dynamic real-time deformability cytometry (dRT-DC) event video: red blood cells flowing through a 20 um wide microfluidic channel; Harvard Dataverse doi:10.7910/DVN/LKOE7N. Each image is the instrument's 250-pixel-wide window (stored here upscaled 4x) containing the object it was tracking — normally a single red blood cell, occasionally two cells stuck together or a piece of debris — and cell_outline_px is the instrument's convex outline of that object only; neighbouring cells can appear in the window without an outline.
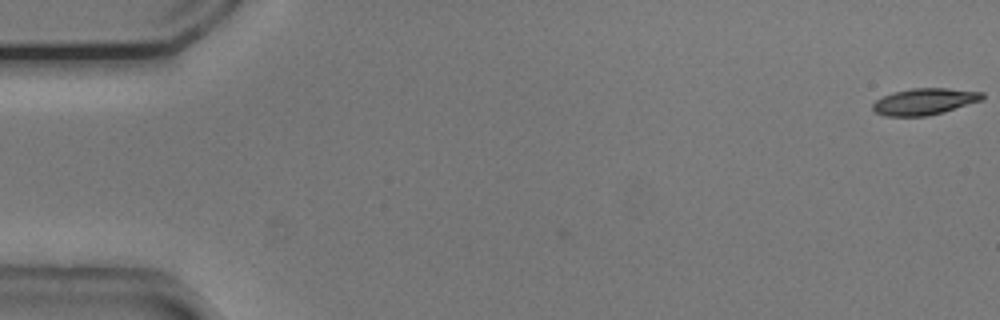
{"species": "common noctule bat (a hibernating species)", "species_latin": "Nyctalus noctula", "temperature_condition": "cold", "stored_images_in_passage": 54, "camera_frame_rate_fps": 3000, "um_per_image_px": 0.085, "animal": {"sex": "male", "body_mass_g": 20.5, "forearm_length_mm": 52.5}, "frame": {"image": 1, "passage_image": 1, "time_ms": 0.0, "image_size_px": [1000, 320], "cell_outline_px": [[984, 96], [980, 100], [944, 112], [928, 116], [884, 116], [876, 112], [872, 108], [872, 104], [876, 100], [892, 92], [912, 88], [948, 88], [984, 92]], "centroid_in_image_um": [78.56, 8.63], "position_along_channel_um": 6.4, "area_um2": 16.88}}
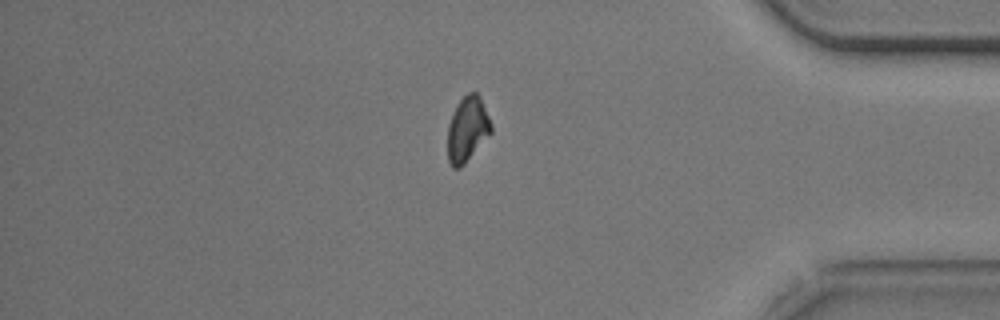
{"frame": {"image": 2, "passage_image": 46, "time_ms": 15.0, "image_size_px": [1000, 320], "cell_outline_px": [[492, 132], [464, 164], [460, 168], [452, 168], [448, 160], [448, 124], [456, 104], [468, 92], [476, 92], [492, 124]], "centroid_in_image_um": [39.71, 11.0], "position_along_channel_um": 395.5, "area_um2": 16.3}}
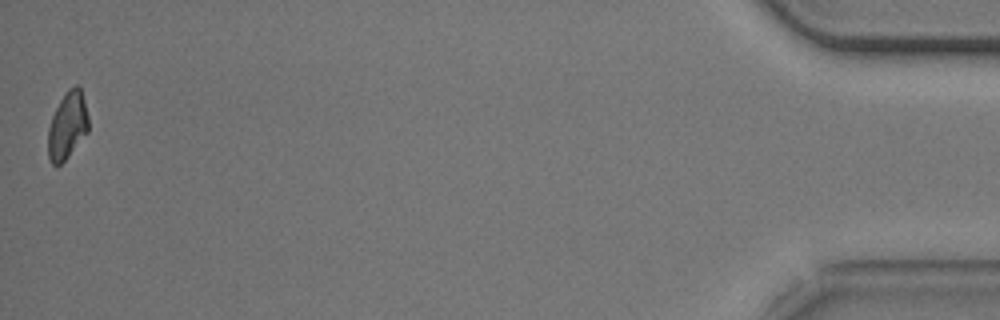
{"frame": {"image": 3, "passage_image": 54, "time_ms": 17.667, "image_size_px": [1000, 320], "cell_outline_px": [[88, 132], [68, 156], [60, 164], [52, 164], [48, 160], [48, 128], [52, 116], [64, 92], [68, 88], [76, 84], [80, 88], [84, 100], [88, 116]], "centroid_in_image_um": [5.72, 10.65], "position_along_channel_um": 429.5, "area_um2": 15.78}, "authors_computed_cell_mechanics": {"area_um2": 17.5134, "velocity_mm_per_s": 3.7599, "shape_relaxation_time_tau1_ms": 4.7413, "shape_relaxation_time_tau2_ms": null, "deformation_change_tau1": 0.1484, "deformation_change_tau2": null}}